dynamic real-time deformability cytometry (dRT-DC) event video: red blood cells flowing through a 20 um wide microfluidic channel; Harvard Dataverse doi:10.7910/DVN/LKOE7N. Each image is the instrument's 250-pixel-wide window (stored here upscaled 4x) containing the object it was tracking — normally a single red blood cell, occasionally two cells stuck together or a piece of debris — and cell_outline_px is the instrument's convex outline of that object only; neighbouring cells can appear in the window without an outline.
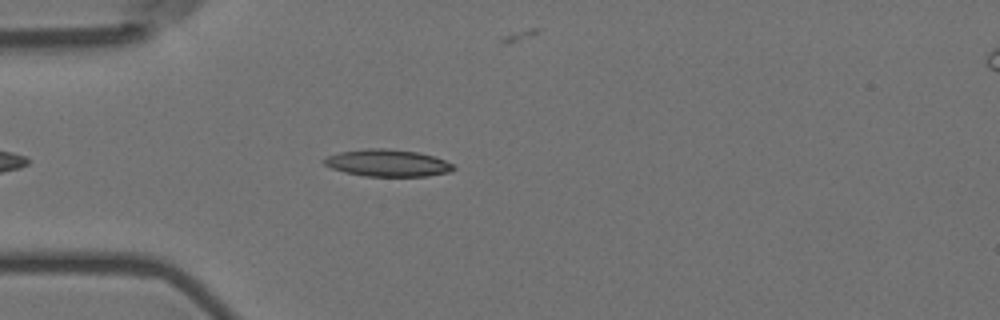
{"species": "Egyptian fruit bat (a non-hibernating species)", "species_latin": "Rousettus aegyptiacus", "temperature_condition": "room temperature", "stored_images_in_passage": 15, "camera_frame_rate_fps": 3000, "um_per_image_px": 0.085, "animal": {"sex": "female"}, "frame": {"image": 1, "passage_image": 7, "time_ms": 2.0, "image_size_px": [1000, 320], "cell_outline_px": [[456, 168], [448, 172], [428, 176], [364, 176], [344, 172], [332, 168], [324, 164], [320, 160], [328, 156], [340, 152], [368, 148], [384, 148], [416, 152], [432, 156], [444, 160], [452, 164]], "centroid_in_image_um": [32.9, 13.86], "position_along_channel_um": 52.1, "area_um2": 20.23}}
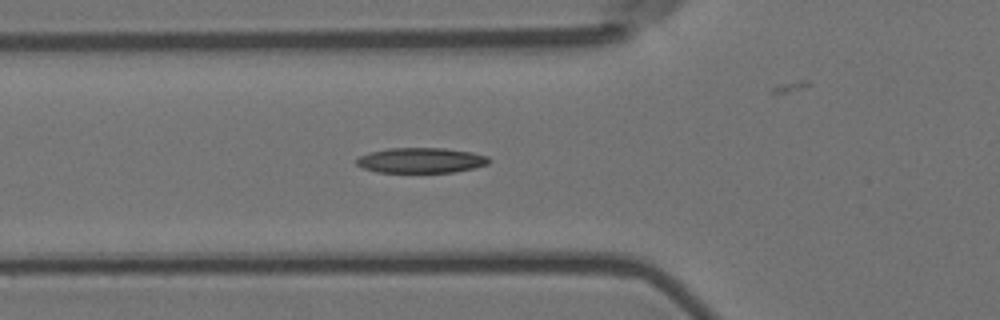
{"frame": {"image": 2, "passage_image": 11, "time_ms": 3.333, "image_size_px": [1000, 320], "cell_outline_px": [[492, 160], [488, 164], [476, 168], [456, 172], [376, 172], [364, 168], [356, 164], [356, 160], [360, 156], [372, 152], [388, 148], [444, 148], [472, 152], [488, 156]], "centroid_in_image_um": [35.85, 13.63], "position_along_channel_um": 90.0, "area_um2": 19.54}}